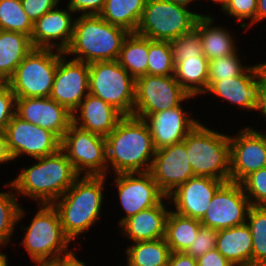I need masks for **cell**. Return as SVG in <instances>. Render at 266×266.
Instances as JSON below:
<instances>
[{
    "instance_id": "33",
    "label": "cell",
    "mask_w": 266,
    "mask_h": 266,
    "mask_svg": "<svg viewBox=\"0 0 266 266\" xmlns=\"http://www.w3.org/2000/svg\"><path fill=\"white\" fill-rule=\"evenodd\" d=\"M149 38L129 33L124 39L118 61L135 79L147 74Z\"/></svg>"
},
{
    "instance_id": "17",
    "label": "cell",
    "mask_w": 266,
    "mask_h": 266,
    "mask_svg": "<svg viewBox=\"0 0 266 266\" xmlns=\"http://www.w3.org/2000/svg\"><path fill=\"white\" fill-rule=\"evenodd\" d=\"M89 94V64L58 51V65L50 98L73 113Z\"/></svg>"
},
{
    "instance_id": "15",
    "label": "cell",
    "mask_w": 266,
    "mask_h": 266,
    "mask_svg": "<svg viewBox=\"0 0 266 266\" xmlns=\"http://www.w3.org/2000/svg\"><path fill=\"white\" fill-rule=\"evenodd\" d=\"M265 69L263 61L251 65L242 75L219 81H208V88L202 94L214 96L222 102L237 107L235 109L254 112L259 101L261 72ZM242 109V110H241ZM245 110V111H244Z\"/></svg>"
},
{
    "instance_id": "52",
    "label": "cell",
    "mask_w": 266,
    "mask_h": 266,
    "mask_svg": "<svg viewBox=\"0 0 266 266\" xmlns=\"http://www.w3.org/2000/svg\"><path fill=\"white\" fill-rule=\"evenodd\" d=\"M4 247L7 246L0 245V266H10L9 256L6 254L7 252H1L2 248L6 249Z\"/></svg>"
},
{
    "instance_id": "1",
    "label": "cell",
    "mask_w": 266,
    "mask_h": 266,
    "mask_svg": "<svg viewBox=\"0 0 266 266\" xmlns=\"http://www.w3.org/2000/svg\"><path fill=\"white\" fill-rule=\"evenodd\" d=\"M108 179L107 176H80L53 203L59 213L63 232L73 245L78 244V238L85 239V233L87 234L102 218Z\"/></svg>"
},
{
    "instance_id": "4",
    "label": "cell",
    "mask_w": 266,
    "mask_h": 266,
    "mask_svg": "<svg viewBox=\"0 0 266 266\" xmlns=\"http://www.w3.org/2000/svg\"><path fill=\"white\" fill-rule=\"evenodd\" d=\"M129 33L108 23L100 15H78L72 40L64 54L88 64L118 60L123 41Z\"/></svg>"
},
{
    "instance_id": "47",
    "label": "cell",
    "mask_w": 266,
    "mask_h": 266,
    "mask_svg": "<svg viewBox=\"0 0 266 266\" xmlns=\"http://www.w3.org/2000/svg\"><path fill=\"white\" fill-rule=\"evenodd\" d=\"M167 266H198L197 259L185 252H171Z\"/></svg>"
},
{
    "instance_id": "18",
    "label": "cell",
    "mask_w": 266,
    "mask_h": 266,
    "mask_svg": "<svg viewBox=\"0 0 266 266\" xmlns=\"http://www.w3.org/2000/svg\"><path fill=\"white\" fill-rule=\"evenodd\" d=\"M195 96H189L180 106L167 109L161 112L149 114L148 116H134L148 126L155 149L182 142L188 133L196 126L201 119L193 117V112L186 109V103ZM185 104V105H184Z\"/></svg>"
},
{
    "instance_id": "23",
    "label": "cell",
    "mask_w": 266,
    "mask_h": 266,
    "mask_svg": "<svg viewBox=\"0 0 266 266\" xmlns=\"http://www.w3.org/2000/svg\"><path fill=\"white\" fill-rule=\"evenodd\" d=\"M170 210V201L166 196L158 205L141 210L125 219L117 231L129 240L127 244L165 238L166 219Z\"/></svg>"
},
{
    "instance_id": "49",
    "label": "cell",
    "mask_w": 266,
    "mask_h": 266,
    "mask_svg": "<svg viewBox=\"0 0 266 266\" xmlns=\"http://www.w3.org/2000/svg\"><path fill=\"white\" fill-rule=\"evenodd\" d=\"M9 162L12 164L14 163L13 158L8 150L6 136L4 133H0V165L2 164L6 167V163L9 164Z\"/></svg>"
},
{
    "instance_id": "30",
    "label": "cell",
    "mask_w": 266,
    "mask_h": 266,
    "mask_svg": "<svg viewBox=\"0 0 266 266\" xmlns=\"http://www.w3.org/2000/svg\"><path fill=\"white\" fill-rule=\"evenodd\" d=\"M208 59L205 56L183 58L175 65L174 77L191 96L199 97L208 88Z\"/></svg>"
},
{
    "instance_id": "10",
    "label": "cell",
    "mask_w": 266,
    "mask_h": 266,
    "mask_svg": "<svg viewBox=\"0 0 266 266\" xmlns=\"http://www.w3.org/2000/svg\"><path fill=\"white\" fill-rule=\"evenodd\" d=\"M60 149L80 176H107L105 137L71 124Z\"/></svg>"
},
{
    "instance_id": "22",
    "label": "cell",
    "mask_w": 266,
    "mask_h": 266,
    "mask_svg": "<svg viewBox=\"0 0 266 266\" xmlns=\"http://www.w3.org/2000/svg\"><path fill=\"white\" fill-rule=\"evenodd\" d=\"M15 115L53 132L60 140L72 124V113L50 97L16 98Z\"/></svg>"
},
{
    "instance_id": "3",
    "label": "cell",
    "mask_w": 266,
    "mask_h": 266,
    "mask_svg": "<svg viewBox=\"0 0 266 266\" xmlns=\"http://www.w3.org/2000/svg\"><path fill=\"white\" fill-rule=\"evenodd\" d=\"M105 141L107 176L150 170L156 149L143 119L124 116Z\"/></svg>"
},
{
    "instance_id": "37",
    "label": "cell",
    "mask_w": 266,
    "mask_h": 266,
    "mask_svg": "<svg viewBox=\"0 0 266 266\" xmlns=\"http://www.w3.org/2000/svg\"><path fill=\"white\" fill-rule=\"evenodd\" d=\"M147 74L174 75L175 64L169 41L149 39Z\"/></svg>"
},
{
    "instance_id": "26",
    "label": "cell",
    "mask_w": 266,
    "mask_h": 266,
    "mask_svg": "<svg viewBox=\"0 0 266 266\" xmlns=\"http://www.w3.org/2000/svg\"><path fill=\"white\" fill-rule=\"evenodd\" d=\"M216 249L234 266H252V236L247 224L219 230Z\"/></svg>"
},
{
    "instance_id": "21",
    "label": "cell",
    "mask_w": 266,
    "mask_h": 266,
    "mask_svg": "<svg viewBox=\"0 0 266 266\" xmlns=\"http://www.w3.org/2000/svg\"><path fill=\"white\" fill-rule=\"evenodd\" d=\"M224 181L194 176L179 185L169 195L171 210L179 215L201 220L207 212L209 202Z\"/></svg>"
},
{
    "instance_id": "13",
    "label": "cell",
    "mask_w": 266,
    "mask_h": 266,
    "mask_svg": "<svg viewBox=\"0 0 266 266\" xmlns=\"http://www.w3.org/2000/svg\"><path fill=\"white\" fill-rule=\"evenodd\" d=\"M229 133L230 181L240 183L250 173L266 167V132L246 125ZM257 128V129H256Z\"/></svg>"
},
{
    "instance_id": "40",
    "label": "cell",
    "mask_w": 266,
    "mask_h": 266,
    "mask_svg": "<svg viewBox=\"0 0 266 266\" xmlns=\"http://www.w3.org/2000/svg\"><path fill=\"white\" fill-rule=\"evenodd\" d=\"M240 184L251 206H266V167L250 173Z\"/></svg>"
},
{
    "instance_id": "42",
    "label": "cell",
    "mask_w": 266,
    "mask_h": 266,
    "mask_svg": "<svg viewBox=\"0 0 266 266\" xmlns=\"http://www.w3.org/2000/svg\"><path fill=\"white\" fill-rule=\"evenodd\" d=\"M16 96L7 83H0V133H4L6 126L15 116Z\"/></svg>"
},
{
    "instance_id": "7",
    "label": "cell",
    "mask_w": 266,
    "mask_h": 266,
    "mask_svg": "<svg viewBox=\"0 0 266 266\" xmlns=\"http://www.w3.org/2000/svg\"><path fill=\"white\" fill-rule=\"evenodd\" d=\"M168 0H146L136 34L151 40L170 41L191 32L199 17L208 15Z\"/></svg>"
},
{
    "instance_id": "53",
    "label": "cell",
    "mask_w": 266,
    "mask_h": 266,
    "mask_svg": "<svg viewBox=\"0 0 266 266\" xmlns=\"http://www.w3.org/2000/svg\"><path fill=\"white\" fill-rule=\"evenodd\" d=\"M205 1V0H204ZM206 1H211V2H208V3H215L213 4L214 6H217V5H221V3H223L224 0H206ZM213 2V3H212ZM217 4V5H216Z\"/></svg>"
},
{
    "instance_id": "24",
    "label": "cell",
    "mask_w": 266,
    "mask_h": 266,
    "mask_svg": "<svg viewBox=\"0 0 266 266\" xmlns=\"http://www.w3.org/2000/svg\"><path fill=\"white\" fill-rule=\"evenodd\" d=\"M123 117L114 106L89 93L72 113V123L81 129L106 137Z\"/></svg>"
},
{
    "instance_id": "34",
    "label": "cell",
    "mask_w": 266,
    "mask_h": 266,
    "mask_svg": "<svg viewBox=\"0 0 266 266\" xmlns=\"http://www.w3.org/2000/svg\"><path fill=\"white\" fill-rule=\"evenodd\" d=\"M246 224L252 236V266H266V206H251Z\"/></svg>"
},
{
    "instance_id": "12",
    "label": "cell",
    "mask_w": 266,
    "mask_h": 266,
    "mask_svg": "<svg viewBox=\"0 0 266 266\" xmlns=\"http://www.w3.org/2000/svg\"><path fill=\"white\" fill-rule=\"evenodd\" d=\"M113 176V179H112ZM113 181L117 190L118 208L121 207L123 216H118V226L128 217L141 210L158 205L166 195L159 189L149 171L122 173L107 176Z\"/></svg>"
},
{
    "instance_id": "19",
    "label": "cell",
    "mask_w": 266,
    "mask_h": 266,
    "mask_svg": "<svg viewBox=\"0 0 266 266\" xmlns=\"http://www.w3.org/2000/svg\"><path fill=\"white\" fill-rule=\"evenodd\" d=\"M149 172L166 196L194 177L187 157L186 144L182 141L157 149Z\"/></svg>"
},
{
    "instance_id": "41",
    "label": "cell",
    "mask_w": 266,
    "mask_h": 266,
    "mask_svg": "<svg viewBox=\"0 0 266 266\" xmlns=\"http://www.w3.org/2000/svg\"><path fill=\"white\" fill-rule=\"evenodd\" d=\"M218 231L209 227L201 226L192 245L186 249L185 253L198 259L208 251L216 248Z\"/></svg>"
},
{
    "instance_id": "36",
    "label": "cell",
    "mask_w": 266,
    "mask_h": 266,
    "mask_svg": "<svg viewBox=\"0 0 266 266\" xmlns=\"http://www.w3.org/2000/svg\"><path fill=\"white\" fill-rule=\"evenodd\" d=\"M246 57L239 48L235 53L209 61L208 81H219L242 75L252 65L251 62L248 64V61L244 64Z\"/></svg>"
},
{
    "instance_id": "14",
    "label": "cell",
    "mask_w": 266,
    "mask_h": 266,
    "mask_svg": "<svg viewBox=\"0 0 266 266\" xmlns=\"http://www.w3.org/2000/svg\"><path fill=\"white\" fill-rule=\"evenodd\" d=\"M13 161L40 158L56 153L61 140L51 131L14 116L4 132Z\"/></svg>"
},
{
    "instance_id": "46",
    "label": "cell",
    "mask_w": 266,
    "mask_h": 266,
    "mask_svg": "<svg viewBox=\"0 0 266 266\" xmlns=\"http://www.w3.org/2000/svg\"><path fill=\"white\" fill-rule=\"evenodd\" d=\"M255 112H257L256 114H259L258 117H260V115L264 118L263 120V124L260 123H256L259 126L265 124L266 122V70L264 69L261 72V88H260V94H259V101L258 104L256 105V109Z\"/></svg>"
},
{
    "instance_id": "11",
    "label": "cell",
    "mask_w": 266,
    "mask_h": 266,
    "mask_svg": "<svg viewBox=\"0 0 266 266\" xmlns=\"http://www.w3.org/2000/svg\"><path fill=\"white\" fill-rule=\"evenodd\" d=\"M189 96L174 75H142L136 79L133 116H148L175 108Z\"/></svg>"
},
{
    "instance_id": "45",
    "label": "cell",
    "mask_w": 266,
    "mask_h": 266,
    "mask_svg": "<svg viewBox=\"0 0 266 266\" xmlns=\"http://www.w3.org/2000/svg\"><path fill=\"white\" fill-rule=\"evenodd\" d=\"M198 266H234L217 249H212L197 259Z\"/></svg>"
},
{
    "instance_id": "2",
    "label": "cell",
    "mask_w": 266,
    "mask_h": 266,
    "mask_svg": "<svg viewBox=\"0 0 266 266\" xmlns=\"http://www.w3.org/2000/svg\"><path fill=\"white\" fill-rule=\"evenodd\" d=\"M31 165L20 167L11 179L15 193L35 204H53L80 177L74 166L59 149L56 153L33 159Z\"/></svg>"
},
{
    "instance_id": "51",
    "label": "cell",
    "mask_w": 266,
    "mask_h": 266,
    "mask_svg": "<svg viewBox=\"0 0 266 266\" xmlns=\"http://www.w3.org/2000/svg\"><path fill=\"white\" fill-rule=\"evenodd\" d=\"M168 1L174 3L175 5H179V6L188 8V9H190L191 5H192L191 9L193 8L194 4H192V3H194V1L198 2V0H168Z\"/></svg>"
},
{
    "instance_id": "5",
    "label": "cell",
    "mask_w": 266,
    "mask_h": 266,
    "mask_svg": "<svg viewBox=\"0 0 266 266\" xmlns=\"http://www.w3.org/2000/svg\"><path fill=\"white\" fill-rule=\"evenodd\" d=\"M199 121L183 142L194 176H206L230 181L229 133ZM223 132V133H222Z\"/></svg>"
},
{
    "instance_id": "31",
    "label": "cell",
    "mask_w": 266,
    "mask_h": 266,
    "mask_svg": "<svg viewBox=\"0 0 266 266\" xmlns=\"http://www.w3.org/2000/svg\"><path fill=\"white\" fill-rule=\"evenodd\" d=\"M202 226L200 220L170 210L166 219L165 240L171 252H185Z\"/></svg>"
},
{
    "instance_id": "28",
    "label": "cell",
    "mask_w": 266,
    "mask_h": 266,
    "mask_svg": "<svg viewBox=\"0 0 266 266\" xmlns=\"http://www.w3.org/2000/svg\"><path fill=\"white\" fill-rule=\"evenodd\" d=\"M9 182L5 181L2 186L5 189L8 188V191H0V245L6 246L9 248L14 233L16 234L17 225L24 220L26 213V207L23 208L19 202V197L15 193L14 186L11 180ZM10 190V191H9ZM16 229V230H15ZM16 231V232H15Z\"/></svg>"
},
{
    "instance_id": "39",
    "label": "cell",
    "mask_w": 266,
    "mask_h": 266,
    "mask_svg": "<svg viewBox=\"0 0 266 266\" xmlns=\"http://www.w3.org/2000/svg\"><path fill=\"white\" fill-rule=\"evenodd\" d=\"M174 64L182 61L183 58H197L204 56L201 44V35L194 28L191 32L182 34L180 37L169 41Z\"/></svg>"
},
{
    "instance_id": "25",
    "label": "cell",
    "mask_w": 266,
    "mask_h": 266,
    "mask_svg": "<svg viewBox=\"0 0 266 266\" xmlns=\"http://www.w3.org/2000/svg\"><path fill=\"white\" fill-rule=\"evenodd\" d=\"M215 18L217 17L209 13L199 17L195 25V29L201 35L203 54L208 61L230 55L239 49L238 38L234 32L224 25L217 24Z\"/></svg>"
},
{
    "instance_id": "32",
    "label": "cell",
    "mask_w": 266,
    "mask_h": 266,
    "mask_svg": "<svg viewBox=\"0 0 266 266\" xmlns=\"http://www.w3.org/2000/svg\"><path fill=\"white\" fill-rule=\"evenodd\" d=\"M146 0H106L99 14L105 21L135 33L141 20Z\"/></svg>"
},
{
    "instance_id": "44",
    "label": "cell",
    "mask_w": 266,
    "mask_h": 266,
    "mask_svg": "<svg viewBox=\"0 0 266 266\" xmlns=\"http://www.w3.org/2000/svg\"><path fill=\"white\" fill-rule=\"evenodd\" d=\"M67 6L78 15H99L106 0H66Z\"/></svg>"
},
{
    "instance_id": "16",
    "label": "cell",
    "mask_w": 266,
    "mask_h": 266,
    "mask_svg": "<svg viewBox=\"0 0 266 266\" xmlns=\"http://www.w3.org/2000/svg\"><path fill=\"white\" fill-rule=\"evenodd\" d=\"M251 205L240 183L224 182L209 202L202 226L222 230L246 223Z\"/></svg>"
},
{
    "instance_id": "54",
    "label": "cell",
    "mask_w": 266,
    "mask_h": 266,
    "mask_svg": "<svg viewBox=\"0 0 266 266\" xmlns=\"http://www.w3.org/2000/svg\"><path fill=\"white\" fill-rule=\"evenodd\" d=\"M32 266H54L52 263H34Z\"/></svg>"
},
{
    "instance_id": "38",
    "label": "cell",
    "mask_w": 266,
    "mask_h": 266,
    "mask_svg": "<svg viewBox=\"0 0 266 266\" xmlns=\"http://www.w3.org/2000/svg\"><path fill=\"white\" fill-rule=\"evenodd\" d=\"M220 6L221 12H224L225 17L228 16L233 22L241 23L238 25L240 29L242 28L245 31L255 26L257 0H224Z\"/></svg>"
},
{
    "instance_id": "20",
    "label": "cell",
    "mask_w": 266,
    "mask_h": 266,
    "mask_svg": "<svg viewBox=\"0 0 266 266\" xmlns=\"http://www.w3.org/2000/svg\"><path fill=\"white\" fill-rule=\"evenodd\" d=\"M64 7L56 6L33 23L30 39L34 48L61 52L68 48L73 36L76 15L67 5Z\"/></svg>"
},
{
    "instance_id": "9",
    "label": "cell",
    "mask_w": 266,
    "mask_h": 266,
    "mask_svg": "<svg viewBox=\"0 0 266 266\" xmlns=\"http://www.w3.org/2000/svg\"><path fill=\"white\" fill-rule=\"evenodd\" d=\"M58 50L33 48L6 82L16 98L50 97Z\"/></svg>"
},
{
    "instance_id": "27",
    "label": "cell",
    "mask_w": 266,
    "mask_h": 266,
    "mask_svg": "<svg viewBox=\"0 0 266 266\" xmlns=\"http://www.w3.org/2000/svg\"><path fill=\"white\" fill-rule=\"evenodd\" d=\"M30 36L0 30V82L6 83L14 74L16 67L33 49Z\"/></svg>"
},
{
    "instance_id": "48",
    "label": "cell",
    "mask_w": 266,
    "mask_h": 266,
    "mask_svg": "<svg viewBox=\"0 0 266 266\" xmlns=\"http://www.w3.org/2000/svg\"><path fill=\"white\" fill-rule=\"evenodd\" d=\"M72 249L69 253L60 256L57 260H55L52 264L54 266H89L86 265L83 260H80V257L76 256L77 251Z\"/></svg>"
},
{
    "instance_id": "6",
    "label": "cell",
    "mask_w": 266,
    "mask_h": 266,
    "mask_svg": "<svg viewBox=\"0 0 266 266\" xmlns=\"http://www.w3.org/2000/svg\"><path fill=\"white\" fill-rule=\"evenodd\" d=\"M38 208V209H37ZM28 226L20 225L24 233L20 243L34 263H53L73 248L64 234L60 216L53 204H37Z\"/></svg>"
},
{
    "instance_id": "43",
    "label": "cell",
    "mask_w": 266,
    "mask_h": 266,
    "mask_svg": "<svg viewBox=\"0 0 266 266\" xmlns=\"http://www.w3.org/2000/svg\"><path fill=\"white\" fill-rule=\"evenodd\" d=\"M63 1V0H62ZM24 12L28 15L32 23L42 15L62 5L61 0H21Z\"/></svg>"
},
{
    "instance_id": "29",
    "label": "cell",
    "mask_w": 266,
    "mask_h": 266,
    "mask_svg": "<svg viewBox=\"0 0 266 266\" xmlns=\"http://www.w3.org/2000/svg\"><path fill=\"white\" fill-rule=\"evenodd\" d=\"M125 248L123 266H167L171 254L165 238L132 242Z\"/></svg>"
},
{
    "instance_id": "50",
    "label": "cell",
    "mask_w": 266,
    "mask_h": 266,
    "mask_svg": "<svg viewBox=\"0 0 266 266\" xmlns=\"http://www.w3.org/2000/svg\"><path fill=\"white\" fill-rule=\"evenodd\" d=\"M266 20V0H257V11L255 14V26L257 23L260 25V21Z\"/></svg>"
},
{
    "instance_id": "35",
    "label": "cell",
    "mask_w": 266,
    "mask_h": 266,
    "mask_svg": "<svg viewBox=\"0 0 266 266\" xmlns=\"http://www.w3.org/2000/svg\"><path fill=\"white\" fill-rule=\"evenodd\" d=\"M0 30L31 36L33 23L24 12L21 0H0Z\"/></svg>"
},
{
    "instance_id": "8",
    "label": "cell",
    "mask_w": 266,
    "mask_h": 266,
    "mask_svg": "<svg viewBox=\"0 0 266 266\" xmlns=\"http://www.w3.org/2000/svg\"><path fill=\"white\" fill-rule=\"evenodd\" d=\"M135 89L136 79L118 60L89 64V93L114 106L124 116H133Z\"/></svg>"
}]
</instances>
